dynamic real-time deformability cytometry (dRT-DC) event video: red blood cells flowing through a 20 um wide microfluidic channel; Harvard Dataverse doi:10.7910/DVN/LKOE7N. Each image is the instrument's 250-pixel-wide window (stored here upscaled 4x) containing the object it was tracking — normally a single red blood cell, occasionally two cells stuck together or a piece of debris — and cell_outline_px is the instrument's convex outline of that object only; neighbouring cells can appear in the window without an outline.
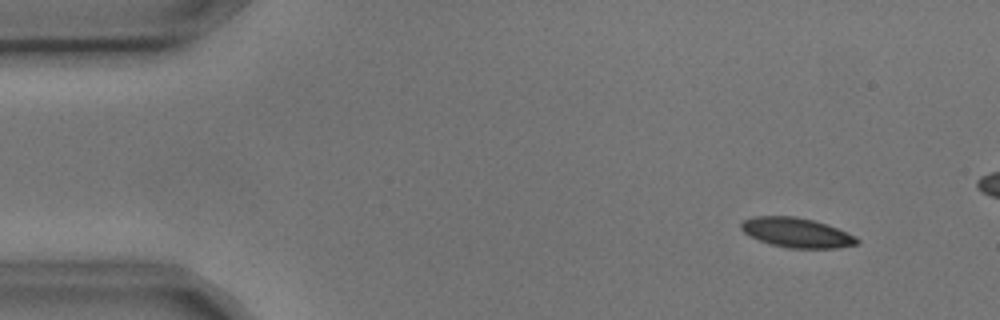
{"species": "common noctule bat (a hibernating species)", "species_latin": "Nyctalus noctula", "temperature_condition": "cold", "stored_images_in_passage": 5, "camera_frame_rate_fps": 3000, "um_per_image_px": 0.085, "animal": {"sex": "male", "body_mass_g": 17.9, "forearm_length_mm": 54.2}, "frame": {"image": 1, "passage_image": 2, "time_ms": 0.333, "image_size_px": [1000, 320], "cell_outline_px": [[860, 244], [836, 248], [788, 248], [772, 244], [760, 240], [744, 232], [740, 228], [740, 224], [744, 220], [752, 216], [796, 216], [812, 220], [836, 228], [856, 236], [860, 240]], "centroid_in_image_um": [67.73, 19.77], "position_along_channel_um": 17.3, "area_um2": 19.88}}